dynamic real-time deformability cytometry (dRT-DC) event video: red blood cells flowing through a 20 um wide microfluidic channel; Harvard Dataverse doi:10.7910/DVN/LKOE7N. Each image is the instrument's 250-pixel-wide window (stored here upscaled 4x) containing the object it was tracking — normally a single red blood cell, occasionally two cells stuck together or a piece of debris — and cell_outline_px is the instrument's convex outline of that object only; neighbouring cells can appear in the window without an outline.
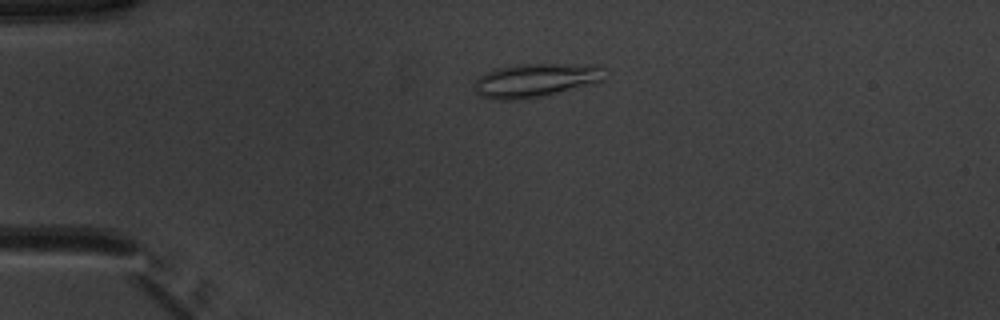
{"species": "common noctule bat (a hibernating species)", "species_latin": "Nyctalus noctula", "temperature_condition": "warm", "stored_images_in_passage": 40, "camera_frame_rate_fps": 3000, "um_per_image_px": 0.085, "animal": {"sex": "male", "body_mass_g": 20.1, "forearm_length_mm": 53.5}, "frame": {"image": 1, "passage_image": 1, "time_ms": 0.0, "image_size_px": [1000, 320], "cell_outline_px": [[604, 80], [544, 96], [520, 100], [492, 100], [480, 96], [476, 92], [472, 84], [484, 72], [496, 68], [512, 64], [596, 64], [604, 68]], "centroid_in_image_um": [45.47, 6.82], "position_along_channel_um": 39.5, "area_um2": 26.01}}
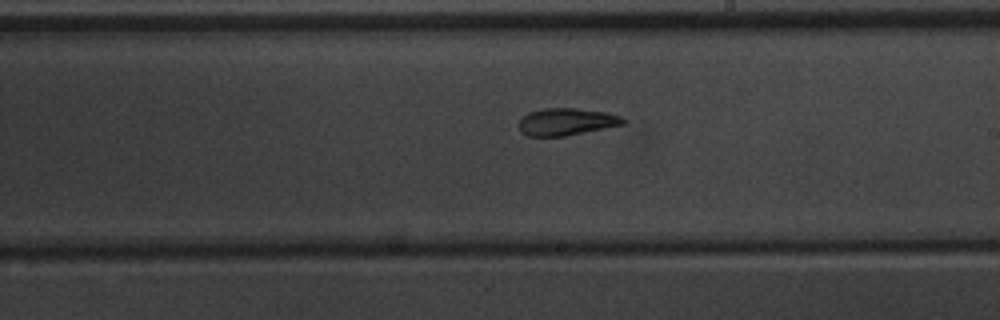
{"frame": {"image": 2, "passage_image": 19, "time_ms": 6.0, "image_size_px": [1000, 320], "cell_outline_px": [[628, 120], [624, 124], [564, 136], [528, 136], [520, 132], [520, 120], [528, 112], [544, 108], [576, 108], [604, 112], [620, 116]], "centroid_in_image_um": [48.14, 10.34], "position_along_channel_um": 240.9, "area_um2": 16.36}}
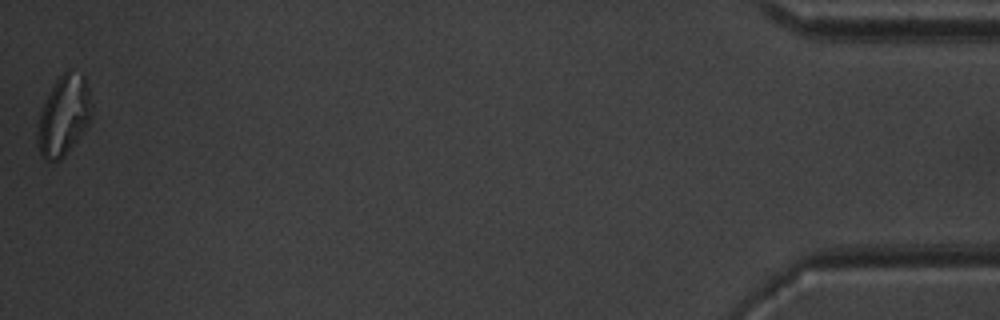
{"frame": {"image": 3, "passage_image": 40, "time_ms": 13.0, "image_size_px": [1000, 320], "cell_outline_px": [[92, 116], [88, 124], [64, 156], [60, 160], [44, 160], [40, 156], [36, 140], [36, 132], [40, 112], [56, 80], [68, 68], [72, 68], [84, 76], [88, 88], [92, 104]], "centroid_in_image_um": [5.41, 9.82], "position_along_channel_um": 429.8, "area_um2": 25.26}, "authors_computed_cell_mechanics": {"area_um2": 17.4267, "velocity_mm_per_s": 3.9551, "shape_relaxation_time_tau1_ms": null, "shape_relaxation_time_tau2_ms": 2.446, "deformation_change_tau1": null, "deformation_change_tau2": 0.0887}}